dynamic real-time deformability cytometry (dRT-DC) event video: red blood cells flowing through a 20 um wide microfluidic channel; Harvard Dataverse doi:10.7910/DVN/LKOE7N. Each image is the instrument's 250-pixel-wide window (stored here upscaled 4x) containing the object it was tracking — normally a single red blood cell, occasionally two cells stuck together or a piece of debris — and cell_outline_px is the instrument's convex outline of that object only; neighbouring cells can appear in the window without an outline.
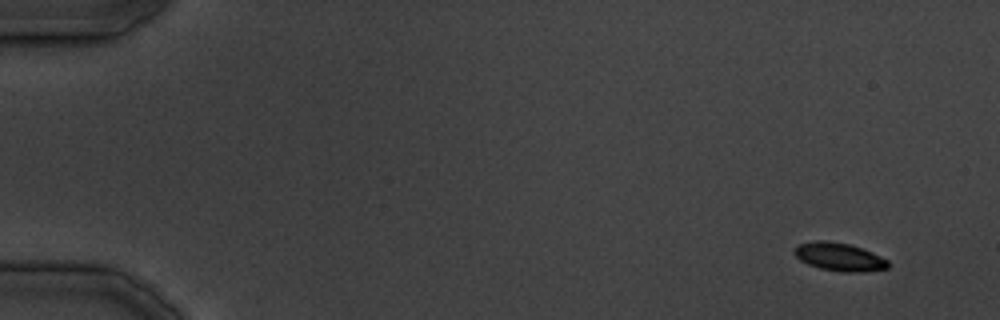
{"species": "common noctule bat (a hibernating species)", "species_latin": "Nyctalus noctula", "temperature_condition": "cold", "stored_images_in_passage": 38, "camera_frame_rate_fps": 3000, "um_per_image_px": 0.085, "animal": {"sex": "male", "body_mass_g": 19.5, "forearm_length_mm": 54.6}, "frame": {"image": 1, "passage_image": 4, "time_ms": 3.333, "image_size_px": [1000, 320], "cell_outline_px": [[888, 268], [860, 272], [840, 272], [820, 268], [808, 264], [800, 260], [792, 252], [796, 244], [816, 240], [828, 240], [848, 244], [872, 252], [888, 260]], "centroid_in_image_um": [71.29, 21.82], "position_along_channel_um": 13.7, "area_um2": 15.43}}
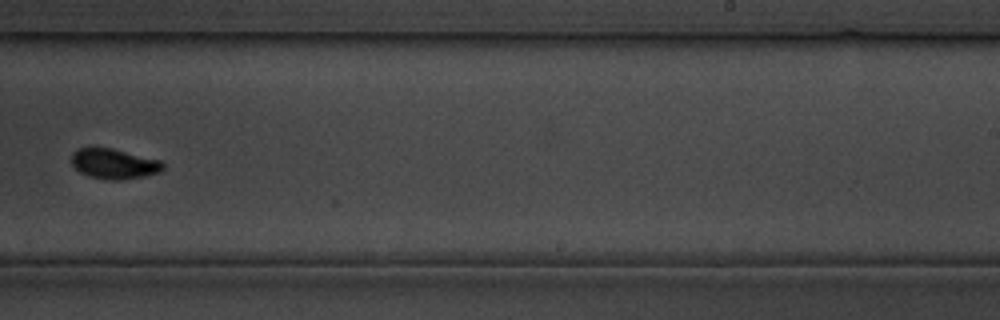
{"frame": {"image": 2, "passage_image": 26, "time_ms": 30.333, "image_size_px": [1000, 320], "cell_outline_px": [[164, 168], [160, 172], [144, 176], [120, 180], [108, 180], [88, 176], [80, 172], [72, 164], [72, 152], [76, 148], [92, 144], [112, 148], [160, 160], [164, 164]], "centroid_in_image_um": [9.63, 13.88], "position_along_channel_um": 279.4, "area_um2": 16.59}}
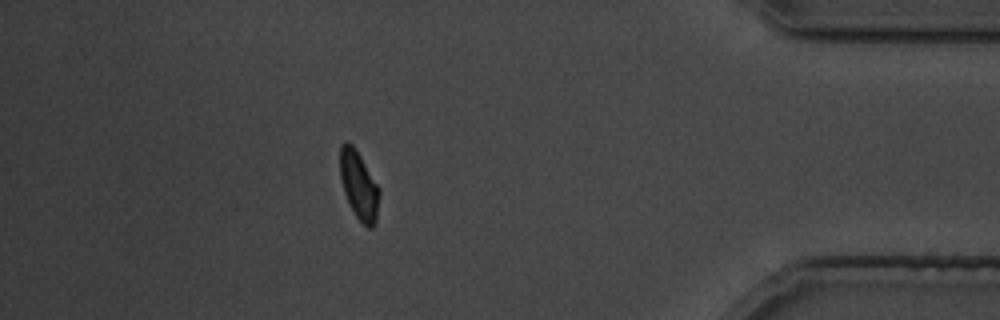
{"frame": {"image": 3, "passage_image": 35, "time_ms": 41.333, "image_size_px": [1000, 320], "cell_outline_px": [[380, 196], [376, 224], [372, 228], [368, 228], [356, 216], [344, 192], [340, 180], [340, 148], [344, 144], [352, 144], [356, 148], [380, 188]], "centroid_in_image_um": [30.54, 15.78], "position_along_channel_um": 404.7, "area_um2": 15.61}}